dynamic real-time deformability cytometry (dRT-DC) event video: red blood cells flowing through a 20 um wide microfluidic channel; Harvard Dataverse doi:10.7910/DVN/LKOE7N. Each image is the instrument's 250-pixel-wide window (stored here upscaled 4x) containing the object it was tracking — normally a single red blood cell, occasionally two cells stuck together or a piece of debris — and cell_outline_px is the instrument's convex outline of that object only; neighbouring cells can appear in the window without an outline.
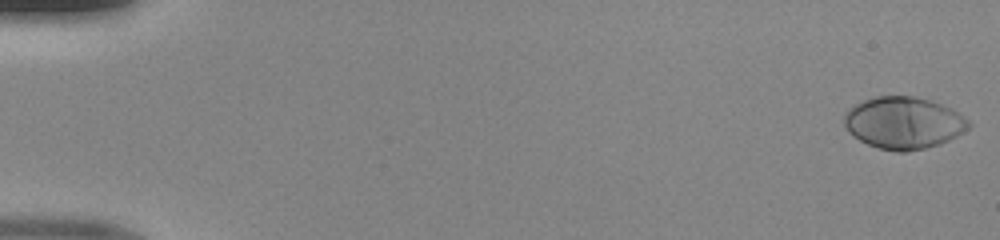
{"species": "human", "species_latin": "Homo sapiens", "temperature_condition": "room temperature", "stored_images_in_passage": 50, "camera_frame_rate_fps": 3000, "um_per_image_px": 0.085, "donor": {"sex": "male"}, "frame": {"image": 1, "passage_image": 1, "time_ms": 0.0, "image_size_px": [1000, 240], "cell_outline_px": [[972, 124], [968, 128], [956, 136], [940, 144], [908, 152], [896, 152], [880, 148], [868, 144], [852, 136], [848, 132], [844, 124], [844, 112], [856, 104], [864, 100], [876, 96], [916, 96], [952, 108], [964, 116]], "centroid_in_image_um": [76.79, 10.44], "position_along_channel_um": 8.2, "area_um2": 37.74}}
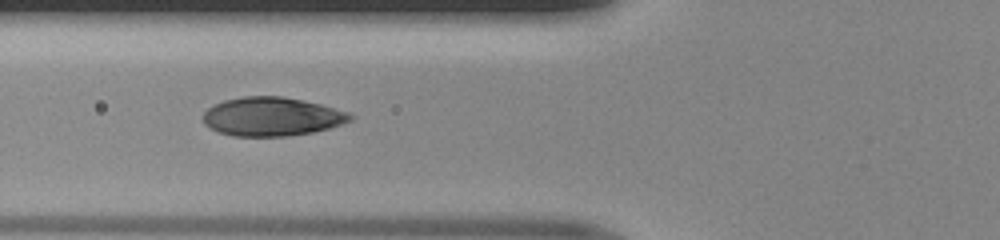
{"frame": {"image": 2, "passage_image": 20, "time_ms": 6.333, "image_size_px": [1000, 240], "cell_outline_px": [[352, 120], [328, 128], [312, 132], [288, 136], [232, 136], [220, 132], [204, 124], [204, 112], [208, 108], [224, 100], [244, 96], [280, 96], [304, 100], [320, 104], [348, 112], [352, 116]], "centroid_in_image_um": [23.1, 9.91], "position_along_channel_um": 102.7, "area_um2": 32.95}}
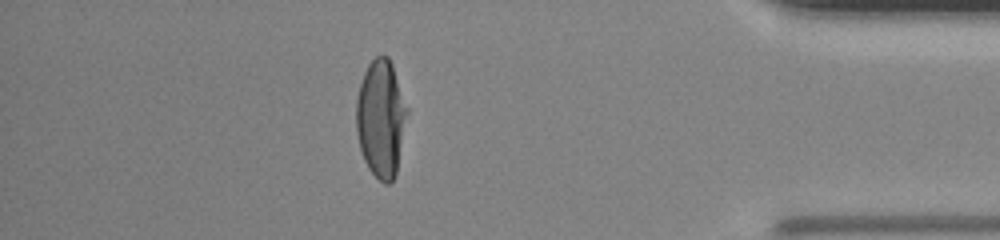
{"frame": {"image": 3, "passage_image": 44, "time_ms": 14.333, "image_size_px": [1000, 240], "cell_outline_px": [[408, 112], [396, 172], [392, 180], [388, 184], [384, 184], [368, 168], [364, 160], [360, 148], [356, 132], [356, 100], [360, 84], [364, 72], [368, 64], [376, 56], [388, 56], [392, 64], [408, 108]], "centroid_in_image_um": [32.37, 10.06], "position_along_channel_um": 402.8, "area_um2": 34.68}}